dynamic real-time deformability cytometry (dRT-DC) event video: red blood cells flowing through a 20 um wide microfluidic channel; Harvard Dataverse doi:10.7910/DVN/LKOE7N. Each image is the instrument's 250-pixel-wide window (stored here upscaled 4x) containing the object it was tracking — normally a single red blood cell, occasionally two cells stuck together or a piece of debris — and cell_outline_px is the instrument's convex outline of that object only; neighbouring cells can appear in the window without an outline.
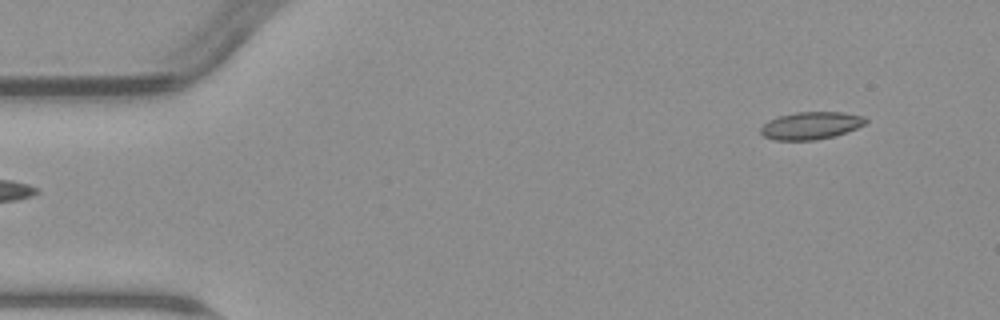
{"species": "common noctule bat (a hibernating species)", "species_latin": "Nyctalus noctula", "temperature_condition": "warm", "stored_images_in_passage": 6, "segment_of_instrument_passage": [2, 2], "camera_frame_rate_fps": 3000, "um_per_image_px": 0.085, "animal": {"sex": "male", "body_mass_g": 23.1, "forearm_length_mm": 52.7}, "frame": {"image": 1, "passage_image": 6, "time_ms": 6.0, "image_size_px": [1000, 320], "cell_outline_px": [[868, 120], [864, 124], [856, 128], [832, 136], [816, 140], [776, 140], [764, 136], [760, 132], [760, 128], [768, 120], [780, 116], [796, 112], [844, 112], [864, 116]], "centroid_in_image_um": [68.92, 10.66], "position_along_channel_um": 16.1, "area_um2": 16.65}}